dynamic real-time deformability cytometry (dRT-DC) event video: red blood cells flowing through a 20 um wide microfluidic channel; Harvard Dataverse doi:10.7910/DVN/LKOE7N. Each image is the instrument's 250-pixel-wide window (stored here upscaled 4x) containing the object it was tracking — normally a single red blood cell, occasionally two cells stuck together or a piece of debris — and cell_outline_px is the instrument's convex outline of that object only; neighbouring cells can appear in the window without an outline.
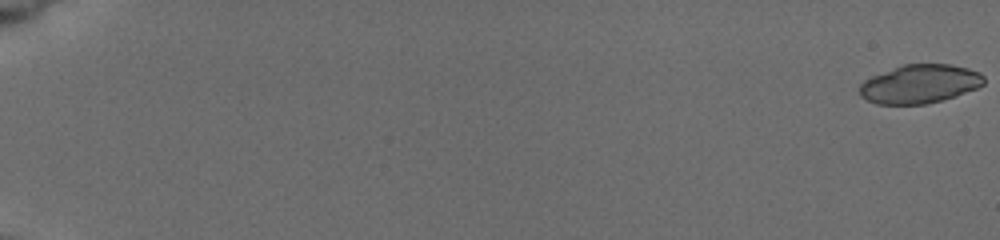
{"species": "common noctule bat (a hibernating species)", "species_latin": "Nyctalus noctula", "temperature_condition": "cold", "stored_images_in_passage": 17, "camera_frame_rate_fps": 3000, "um_per_image_px": 0.085, "animal": {"sex": "female", "body_mass_g": 19.5, "forearm_length_mm": 54.1}, "frame": {"image": 1, "passage_image": 1, "time_ms": 0.0, "image_size_px": [1000, 240], "cell_outline_px": [[984, 84], [976, 88], [956, 96], [924, 104], [876, 104], [860, 96], [860, 84], [864, 80], [872, 76], [904, 64], [948, 64], [968, 68], [980, 72], [984, 76]], "centroid_in_image_um": [78.19, 7.13], "position_along_channel_um": 6.8, "area_um2": 27.86}}
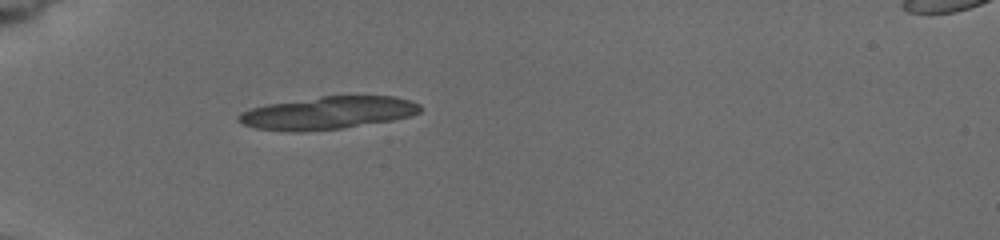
{"frame": {"image": 2, "passage_image": 13, "time_ms": 6.333, "image_size_px": [1000, 240], "cell_outline_px": [[420, 112], [408, 116], [392, 120], [340, 128], [300, 132], [292, 132], [256, 128], [244, 124], [236, 120], [236, 116], [240, 112], [252, 108], [268, 104], [320, 96], [392, 96], [408, 100], [420, 104]], "centroid_in_image_um": [27.81, 9.59], "position_along_channel_um": 57.2, "area_um2": 34.33}}